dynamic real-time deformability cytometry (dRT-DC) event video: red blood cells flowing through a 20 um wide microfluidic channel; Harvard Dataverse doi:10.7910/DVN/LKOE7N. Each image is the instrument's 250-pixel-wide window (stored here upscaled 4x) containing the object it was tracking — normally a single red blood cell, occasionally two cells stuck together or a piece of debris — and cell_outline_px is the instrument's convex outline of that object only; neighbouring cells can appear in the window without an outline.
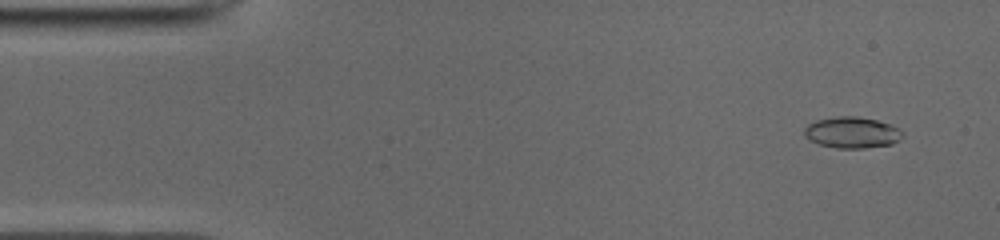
{"species": "common noctule bat (a hibernating species)", "species_latin": "Nyctalus noctula", "temperature_condition": "cold", "stored_images_in_passage": 51, "camera_frame_rate_fps": 3000, "um_per_image_px": 0.085, "animal": {"sex": "male", "body_mass_g": 19.0, "forearm_length_mm": 50.8}, "frame": {"image": 1, "passage_image": 4, "time_ms": 1.0, "image_size_px": [1000, 240], "cell_outline_px": [[904, 136], [900, 140], [892, 144], [864, 148], [836, 148], [820, 144], [804, 136], [804, 128], [808, 124], [816, 120], [836, 116], [856, 116], [876, 120], [900, 128], [904, 132]], "centroid_in_image_um": [72.45, 11.26], "position_along_channel_um": 12.6, "area_um2": 17.92}}
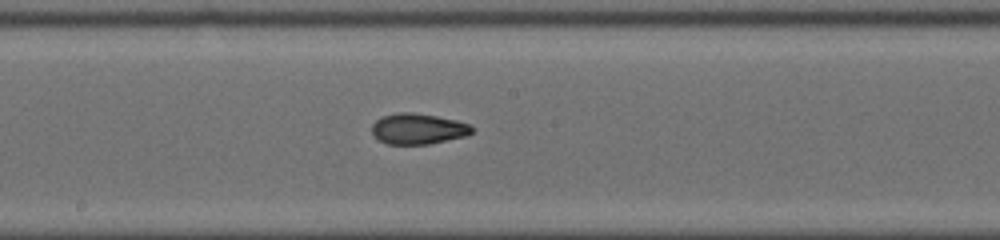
{"frame": {"image": 2, "passage_image": 27, "time_ms": 8.667, "image_size_px": [1000, 240], "cell_outline_px": [[472, 132], [468, 136], [428, 144], [388, 144], [380, 140], [372, 132], [372, 124], [376, 120], [384, 116], [400, 112], [412, 112], [436, 116], [456, 120], [468, 124], [472, 128]], "centroid_in_image_um": [35.55, 10.95], "position_along_channel_um": 212.7, "area_um2": 17.74}}
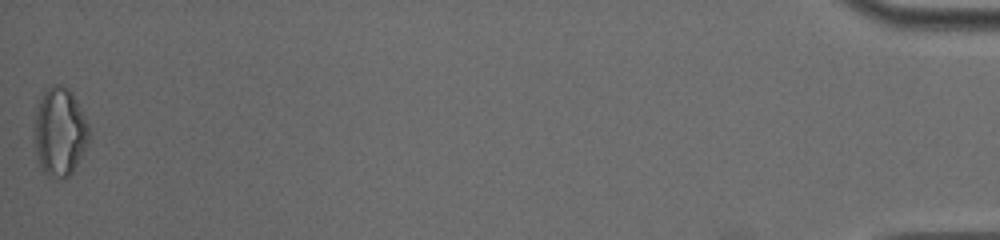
{"frame": {"image": 3, "passage_image": 51, "time_ms": 16.667, "image_size_px": [1000, 240], "cell_outline_px": [[88, 144], [72, 172], [64, 180], [60, 180], [48, 176], [44, 172], [36, 156], [36, 108], [44, 92], [52, 84], [64, 84], [72, 92], [88, 124]], "centroid_in_image_um": [5.09, 11.22], "position_along_channel_um": 430.1, "area_um2": 27.86}, "authors_computed_cell_mechanics": {"area_um2": 18.207, "velocity_mm_per_s": 3.9717, "shape_relaxation_time_tau1_ms": null, "shape_relaxation_time_tau2_ms": 2.1428, "deformation_change_tau1": null, "deformation_change_tau2": 0.0703}}